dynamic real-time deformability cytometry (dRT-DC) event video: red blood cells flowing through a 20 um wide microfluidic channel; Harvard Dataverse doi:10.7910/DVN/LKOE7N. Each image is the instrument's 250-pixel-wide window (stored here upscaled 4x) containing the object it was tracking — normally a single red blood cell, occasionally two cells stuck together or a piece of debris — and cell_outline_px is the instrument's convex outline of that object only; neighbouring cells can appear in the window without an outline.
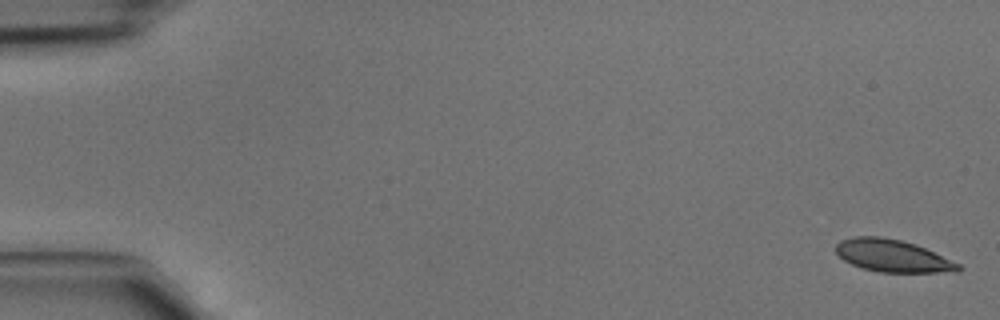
{"species": "common noctule bat (a hibernating species)", "species_latin": "Nyctalus noctula", "temperature_condition": "cold", "stored_images_in_passage": 46, "camera_frame_rate_fps": 3000, "um_per_image_px": 0.085, "animal": {"sex": "male", "body_mass_g": 15.6}, "frame": {"image": 1, "passage_image": 1, "time_ms": 0.0, "image_size_px": [1000, 320], "cell_outline_px": [[964, 268], [960, 272], [880, 272], [864, 268], [852, 264], [844, 260], [836, 252], [836, 244], [840, 240], [856, 236], [880, 236], [900, 240], [916, 244], [960, 264]], "centroid_in_image_um": [75.9, 21.74], "position_along_channel_um": 9.1, "area_um2": 23.0}}
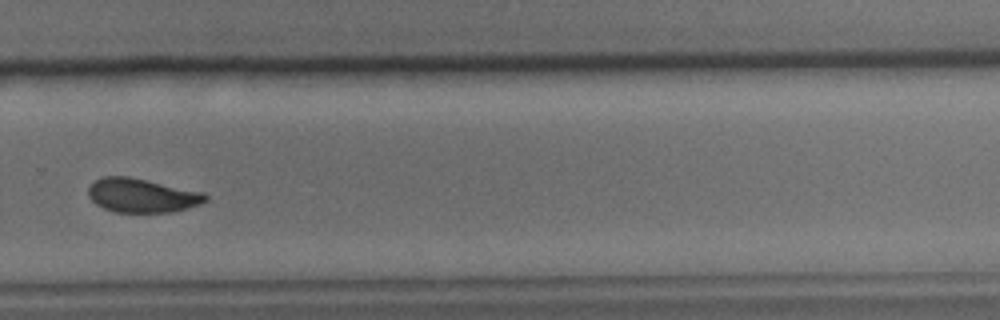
{"frame": {"image": 2, "passage_image": 32, "time_ms": 10.333, "image_size_px": [1000, 320], "cell_outline_px": [[208, 200], [200, 204], [188, 208], [172, 212], [116, 212], [104, 208], [96, 204], [88, 196], [88, 188], [96, 180], [104, 176], [128, 176], [204, 192], [208, 196]], "centroid_in_image_um": [12.09, 16.61], "position_along_channel_um": 317.7, "area_um2": 23.18}}
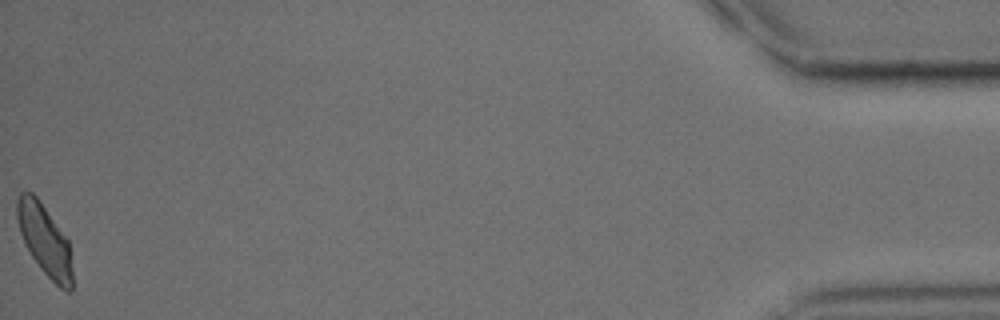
{"frame": {"image": 3, "passage_image": 46, "time_ms": 15.0, "image_size_px": [1000, 320], "cell_outline_px": [[72, 292], [68, 292], [60, 288], [40, 268], [32, 256], [20, 232], [16, 216], [16, 200], [20, 192], [32, 192], [40, 200], [68, 240], [72, 268]], "centroid_in_image_um": [3.8, 20.39], "position_along_channel_um": 431.4, "area_um2": 22.66}}